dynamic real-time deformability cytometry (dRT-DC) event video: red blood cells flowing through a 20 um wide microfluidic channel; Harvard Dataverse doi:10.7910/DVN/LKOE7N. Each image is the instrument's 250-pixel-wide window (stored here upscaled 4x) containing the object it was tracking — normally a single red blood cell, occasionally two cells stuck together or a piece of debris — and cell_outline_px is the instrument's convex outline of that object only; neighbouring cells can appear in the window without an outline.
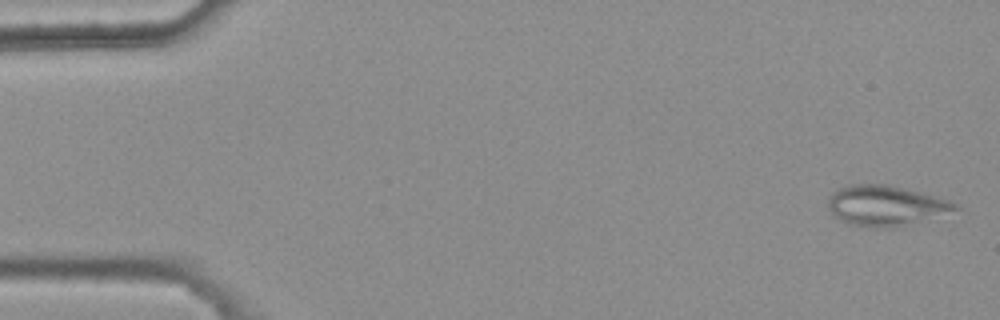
{"species": "common noctule bat (a hibernating species)", "species_latin": "Nyctalus noctula", "temperature_condition": "warm", "stored_images_in_passage": 6, "camera_frame_rate_fps": 3000, "um_per_image_px": 0.085, "animal": {"sex": "female", "body_mass_g": 25.1}, "frame": {"image": 1, "passage_image": 1, "time_ms": 0.0, "image_size_px": [1000, 320], "cell_outline_px": [[960, 208], [896, 228], [872, 228], [848, 224], [832, 216], [828, 208], [828, 200], [832, 192], [848, 184], [888, 184], [920, 192], [948, 200], [956, 204]], "centroid_in_image_um": [75.19, 17.48], "position_along_channel_um": 9.8, "area_um2": 29.77}}